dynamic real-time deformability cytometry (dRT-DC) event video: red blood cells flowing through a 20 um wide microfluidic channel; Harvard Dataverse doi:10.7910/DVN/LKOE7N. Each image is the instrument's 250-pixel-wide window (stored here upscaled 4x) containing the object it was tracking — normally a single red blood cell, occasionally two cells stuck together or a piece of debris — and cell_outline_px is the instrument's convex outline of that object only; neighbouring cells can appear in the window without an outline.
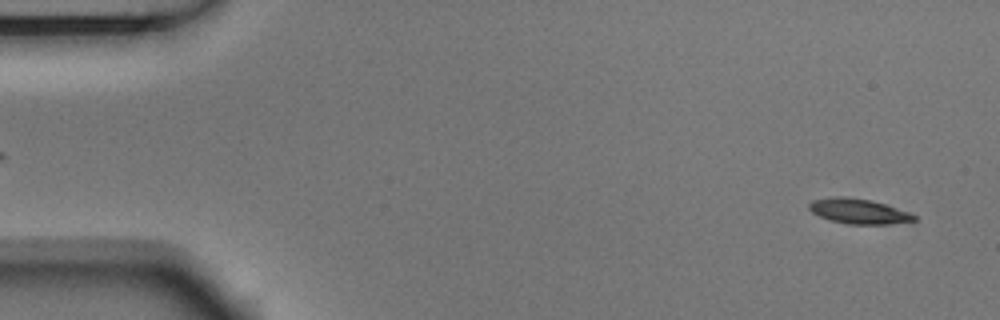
{"species": "Egyptian fruit bat (a non-hibernating species)", "species_latin": "Rousettus aegyptiacus", "temperature_condition": "room temperature", "stored_images_in_passage": 53, "camera_frame_rate_fps": 3000, "um_per_image_px": 0.085, "animal": {"sex": "male"}, "frame": {"image": 1, "passage_image": 2, "time_ms": 0.333, "image_size_px": [1000, 320], "cell_outline_px": [[916, 220], [892, 224], [848, 224], [828, 220], [812, 212], [808, 208], [808, 204], [812, 200], [836, 196], [840, 196], [872, 200], [908, 212], [916, 216]], "centroid_in_image_um": [72.95, 17.96], "position_along_channel_um": 12.0, "area_um2": 15.26}}
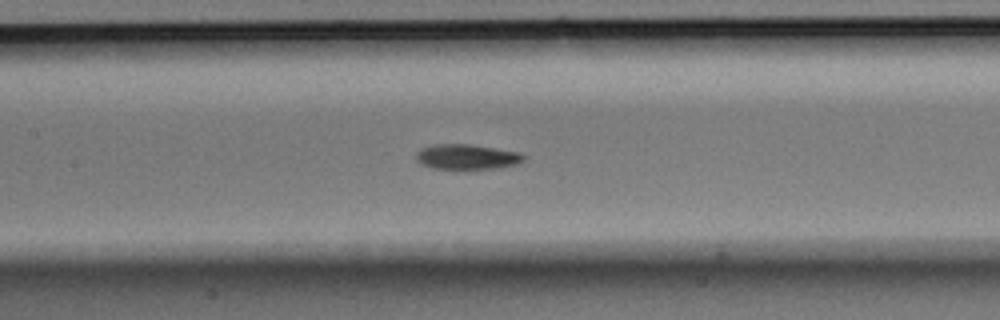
{"frame": {"image": 2, "passage_image": 24, "time_ms": 7.667, "image_size_px": [1000, 320], "cell_outline_px": [[528, 156], [524, 160], [516, 164], [500, 168], [432, 168], [420, 164], [416, 160], [416, 152], [420, 148], [436, 144], [468, 144], [520, 152]], "centroid_in_image_um": [39.69, 13.32], "position_along_channel_um": 167.7, "area_um2": 15.72}}
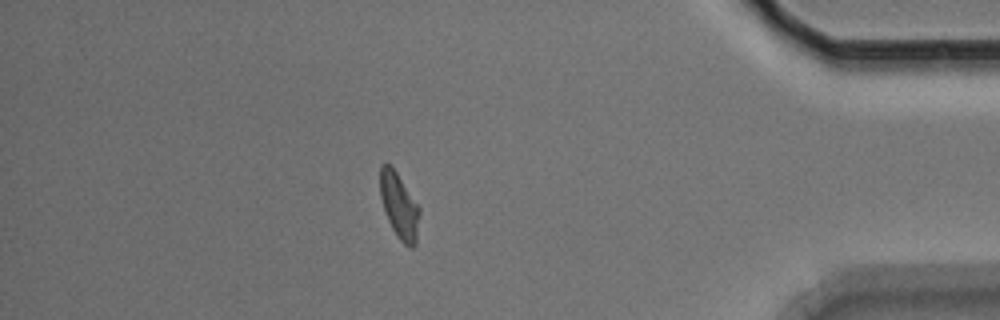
{"frame": {"image": 3, "passage_image": 46, "time_ms": 15.0, "image_size_px": [1000, 320], "cell_outline_px": [[420, 212], [416, 244], [412, 248], [404, 244], [396, 236], [384, 212], [380, 196], [380, 164], [388, 164], [396, 172], [420, 208]], "centroid_in_image_um": [33.93, 17.53], "position_along_channel_um": 401.3, "area_um2": 14.97}, "authors_computed_cell_mechanics": {"area_um2": 15.3748, "velocity_mm_per_s": 3.7327, "shape_relaxation_time_tau1_ms": 4.5001, "shape_relaxation_time_tau2_ms": 5.042, "deformation_change_tau1": 0.1368, "deformation_change_tau2": 0.1037}}